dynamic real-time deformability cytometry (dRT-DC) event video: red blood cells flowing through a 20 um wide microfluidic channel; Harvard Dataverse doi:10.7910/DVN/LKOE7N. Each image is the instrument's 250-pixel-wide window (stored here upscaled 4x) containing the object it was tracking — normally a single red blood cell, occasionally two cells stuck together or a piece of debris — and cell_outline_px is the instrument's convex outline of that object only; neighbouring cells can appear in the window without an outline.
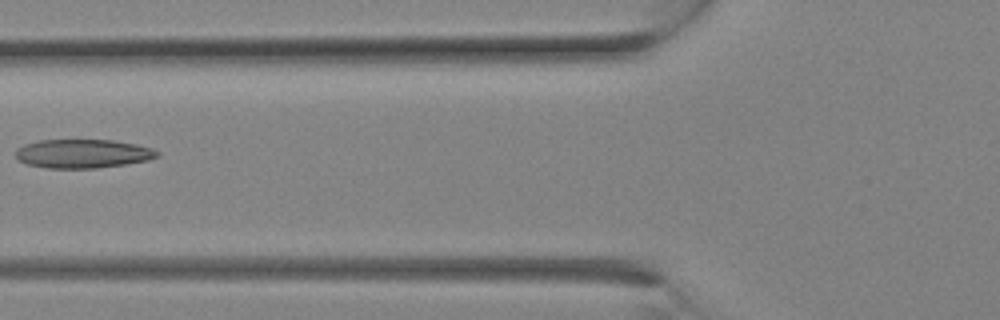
{"species": "Egyptian fruit bat (a non-hibernating species)", "species_latin": "Rousettus aegyptiacus", "temperature_condition": "room temperature", "stored_images_in_passage": 11, "camera_frame_rate_fps": 3000, "um_per_image_px": 0.085, "animal": {"sex": "female"}, "frame": {"image": 1, "passage_image": 7, "time_ms": 2.0, "image_size_px": [1000, 320], "cell_outline_px": [[160, 156], [148, 160], [124, 164], [96, 168], [48, 168], [28, 164], [16, 160], [16, 148], [24, 144], [40, 140], [112, 140], [136, 144], [152, 148], [160, 152]], "centroid_in_image_um": [7.03, 13.06], "position_along_channel_um": 118.8, "area_um2": 23.81}}
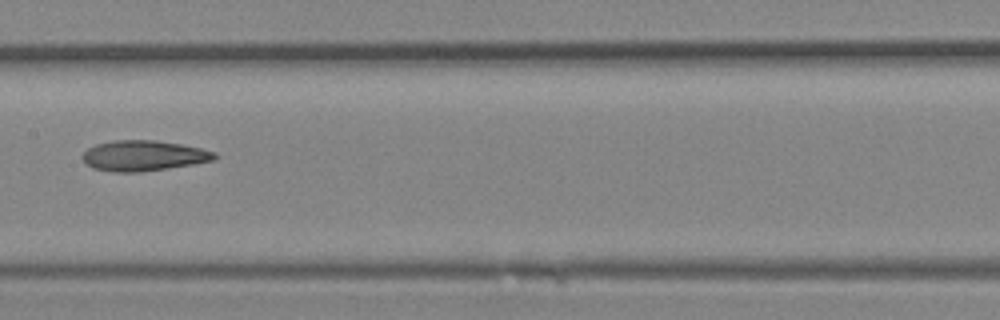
{"frame": {"image": 2, "passage_image": 10, "time_ms": 3.0, "image_size_px": [1000, 320], "cell_outline_px": [[216, 160], [196, 164], [140, 172], [112, 172], [92, 168], [84, 164], [80, 156], [88, 148], [96, 144], [112, 140], [156, 140], [180, 144], [200, 148], [216, 152]], "centroid_in_image_um": [12.17, 13.24], "position_along_channel_um": 195.2, "area_um2": 23.76}}